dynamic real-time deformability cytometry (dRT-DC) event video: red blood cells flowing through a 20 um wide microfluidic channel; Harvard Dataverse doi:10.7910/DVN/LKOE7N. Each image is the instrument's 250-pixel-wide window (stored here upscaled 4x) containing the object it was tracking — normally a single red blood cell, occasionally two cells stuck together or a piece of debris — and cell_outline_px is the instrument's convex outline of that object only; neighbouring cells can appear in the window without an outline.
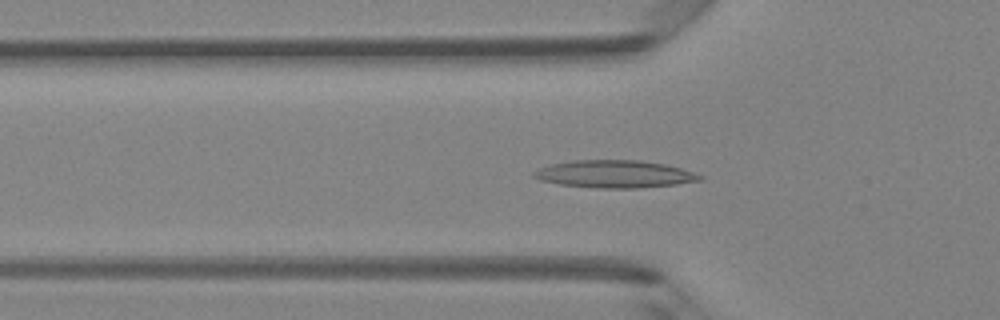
{"species": "Egyptian fruit bat (a non-hibernating species)", "species_latin": "Rousettus aegyptiacus", "temperature_condition": "room temperature", "stored_images_in_passage": 41, "camera_frame_rate_fps": 3000, "um_per_image_px": 0.085, "animal": {"sex": "female"}, "frame": {"image": 1, "passage_image": 8, "time_ms": 2.333, "image_size_px": [1000, 320], "cell_outline_px": [[704, 180], [676, 184], [640, 188], [596, 188], [560, 184], [540, 180], [532, 176], [532, 172], [540, 168], [552, 164], [572, 160], [640, 160], [664, 164], [680, 168], [704, 176]], "centroid_in_image_um": [52.25, 14.8], "position_along_channel_um": 73.5, "area_um2": 26.59}}
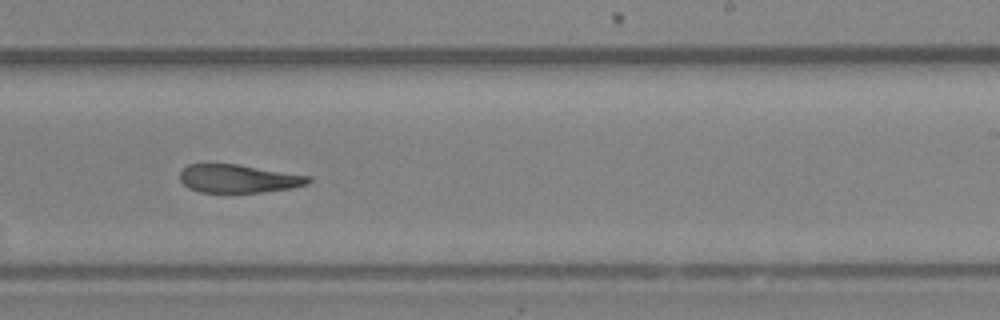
{"frame": {"image": 2, "passage_image": 22, "time_ms": 7.0, "image_size_px": [1000, 320], "cell_outline_px": [[312, 180], [308, 184], [292, 188], [260, 192], [200, 192], [188, 188], [180, 180], [180, 172], [188, 164], [204, 160], [208, 160], [236, 164], [312, 176]], "centroid_in_image_um": [20.21, 15.14], "position_along_channel_um": 268.8, "area_um2": 21.85}}
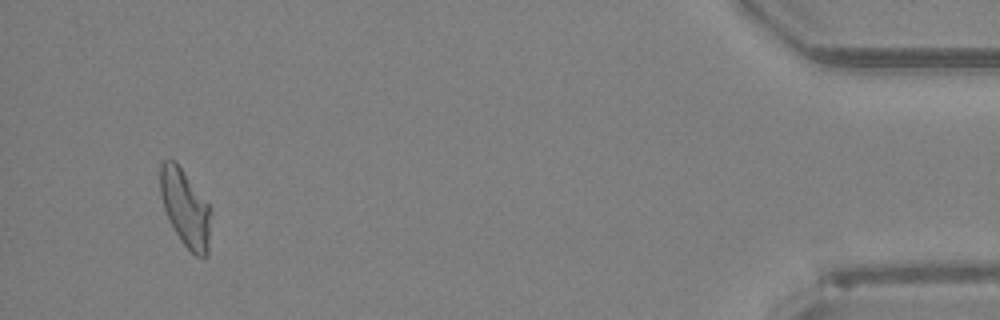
{"frame": {"image": 3, "passage_image": 38, "time_ms": 12.333, "image_size_px": [1000, 320], "cell_outline_px": [[212, 208], [208, 256], [204, 260], [196, 256], [180, 240], [164, 208], [160, 196], [160, 164], [164, 160], [176, 160]], "centroid_in_image_um": [15.79, 17.69], "position_along_channel_um": 419.4, "area_um2": 23.06}, "authors_computed_cell_mechanics": {"area_um2": 23.409, "velocity_mm_per_s": 4.1912, "shape_relaxation_time_tau1_ms": null, "shape_relaxation_time_tau2_ms": 4.2016, "deformation_change_tau1": null, "deformation_change_tau2": 0.1471}}